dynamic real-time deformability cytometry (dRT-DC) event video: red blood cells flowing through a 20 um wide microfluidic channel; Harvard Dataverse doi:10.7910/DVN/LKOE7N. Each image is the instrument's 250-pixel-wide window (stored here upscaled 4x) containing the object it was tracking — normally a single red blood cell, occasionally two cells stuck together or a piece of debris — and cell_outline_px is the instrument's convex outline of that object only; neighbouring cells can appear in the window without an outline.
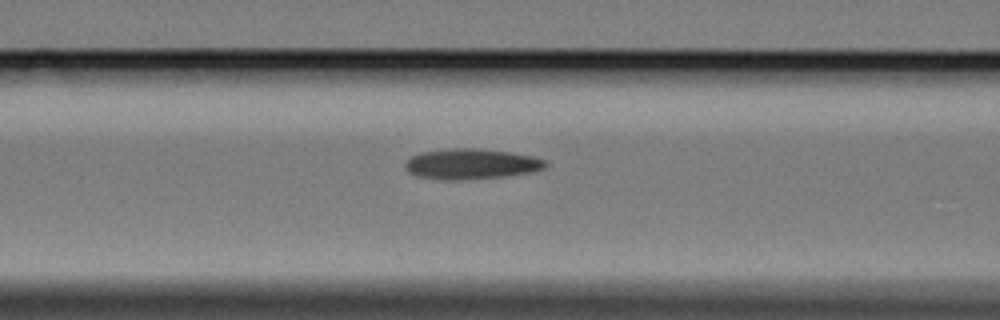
{"species": "Egyptian fruit bat (a non-hibernating species)", "species_latin": "Rousettus aegyptiacus", "temperature_condition": "cold", "stored_images_in_passage": 6, "camera_frame_rate_fps": 3000, "um_per_image_px": 0.085, "animal": {"sex": "female"}, "frame": {"image": 1, "passage_image": 5, "time_ms": 5.667, "image_size_px": [1000, 320], "cell_outline_px": [[548, 164], [544, 168], [532, 172], [504, 176], [464, 180], [440, 180], [416, 176], [408, 172], [404, 168], [404, 164], [412, 156], [420, 152], [456, 148], [476, 148], [512, 152], [532, 156], [544, 160]], "centroid_in_image_um": [40.03, 13.94], "position_along_channel_um": 126.6, "area_um2": 25.03}}